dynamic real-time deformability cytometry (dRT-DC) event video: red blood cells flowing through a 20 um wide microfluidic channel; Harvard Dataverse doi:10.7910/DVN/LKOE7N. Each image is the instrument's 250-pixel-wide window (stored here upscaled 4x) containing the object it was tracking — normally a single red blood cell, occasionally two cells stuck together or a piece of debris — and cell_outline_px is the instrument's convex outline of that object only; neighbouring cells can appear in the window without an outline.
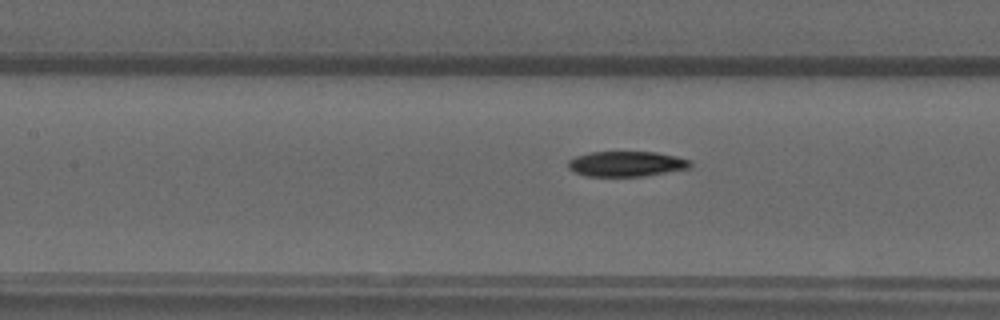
{"species": "common noctule bat (a hibernating species)", "species_latin": "Nyctalus noctula", "temperature_condition": "warm", "stored_images_in_passage": 15, "camera_frame_rate_fps": 3000, "um_per_image_px": 0.085, "animal": {"sex": "male", "forearm_length_mm": 52.5}, "frame": {"image": 1, "passage_image": 9, "time_ms": 2.667, "image_size_px": [1000, 320], "cell_outline_px": [[692, 164], [688, 168], [644, 176], [584, 176], [568, 168], [568, 160], [576, 156], [588, 152], [656, 152], [676, 156], [692, 160]], "centroid_in_image_um": [53.23, 13.92], "position_along_channel_um": 154.2, "area_um2": 17.98}}
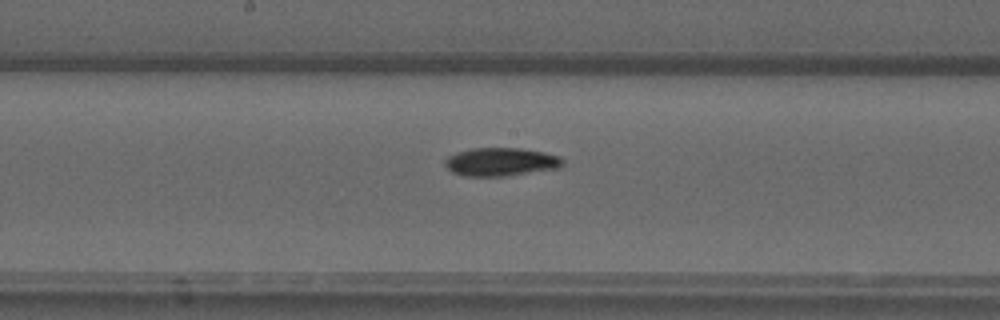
{"frame": {"image": 2, "passage_image": 13, "time_ms": 4.0, "image_size_px": [1000, 320], "cell_outline_px": [[564, 164], [560, 168], [504, 176], [464, 176], [452, 172], [444, 164], [444, 160], [448, 156], [456, 152], [472, 148], [520, 148], [544, 152], [560, 156], [564, 160]], "centroid_in_image_um": [42.58, 13.75], "position_along_channel_um": 205.6, "area_um2": 19.54}}